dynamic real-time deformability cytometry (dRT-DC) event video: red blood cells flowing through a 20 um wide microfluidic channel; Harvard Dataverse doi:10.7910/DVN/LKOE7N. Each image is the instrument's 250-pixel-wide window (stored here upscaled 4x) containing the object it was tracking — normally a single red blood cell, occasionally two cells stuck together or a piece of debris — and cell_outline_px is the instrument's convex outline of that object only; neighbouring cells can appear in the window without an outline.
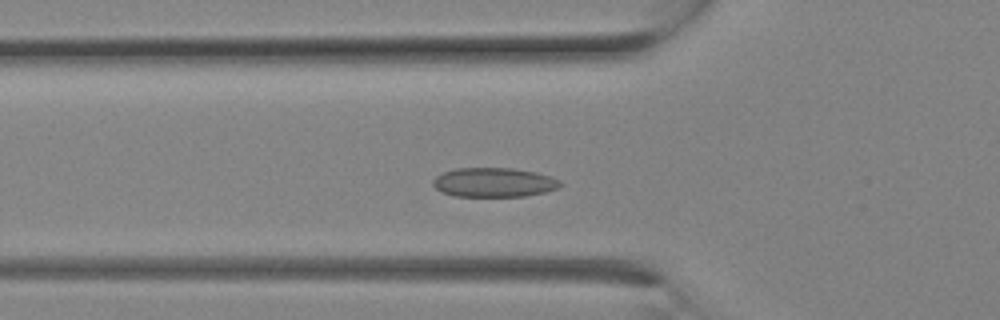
{"species": "Egyptian fruit bat (a non-hibernating species)", "species_latin": "Rousettus aegyptiacus", "temperature_condition": "room temperature", "stored_images_in_passage": 12, "camera_frame_rate_fps": 3000, "um_per_image_px": 0.085, "animal": {"sex": "female"}, "frame": {"image": 1, "passage_image": 7, "time_ms": 2.0, "image_size_px": [1000, 320], "cell_outline_px": [[564, 184], [560, 188], [544, 192], [524, 196], [456, 196], [444, 192], [436, 188], [432, 184], [432, 180], [436, 176], [444, 172], [456, 168], [512, 168], [536, 172], [560, 180]], "centroid_in_image_um": [42.01, 15.5], "position_along_channel_um": 83.8, "area_um2": 21.68}}
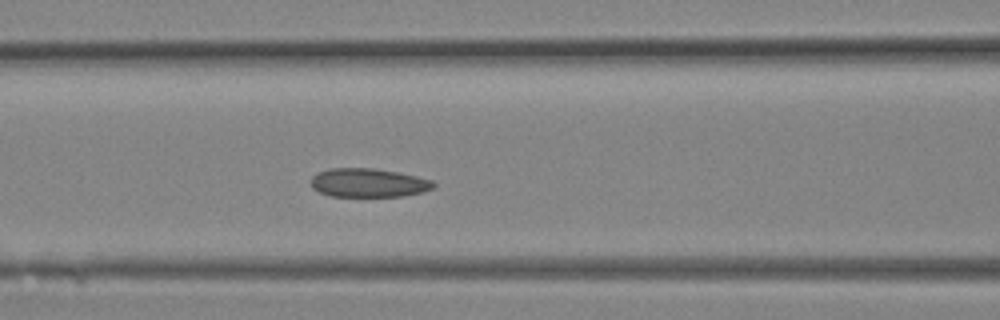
{"frame": {"image": 2, "passage_image": 9, "time_ms": 2.667, "image_size_px": [1000, 320], "cell_outline_px": [[436, 184], [432, 188], [424, 192], [404, 196], [328, 196], [312, 188], [312, 176], [316, 172], [328, 168], [376, 168], [416, 176], [432, 180]], "centroid_in_image_um": [31.3, 15.53], "position_along_channel_um": 135.3, "area_um2": 20.63}}
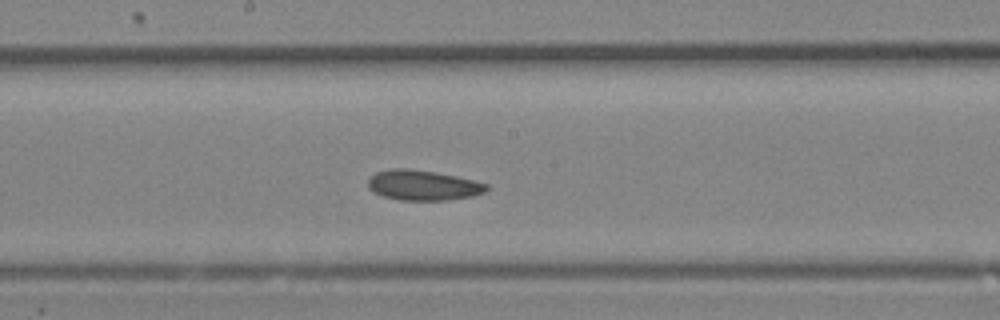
{"frame": {"image": 3, "passage_image": 12, "time_ms": 3.667, "image_size_px": [1000, 320], "cell_outline_px": [[488, 188], [484, 192], [472, 196], [448, 200], [400, 200], [384, 196], [368, 188], [368, 176], [376, 172], [388, 168], [404, 168], [436, 172], [456, 176], [488, 184]], "centroid_in_image_um": [35.92, 15.73], "position_along_channel_um": 212.3, "area_um2": 20.81}}